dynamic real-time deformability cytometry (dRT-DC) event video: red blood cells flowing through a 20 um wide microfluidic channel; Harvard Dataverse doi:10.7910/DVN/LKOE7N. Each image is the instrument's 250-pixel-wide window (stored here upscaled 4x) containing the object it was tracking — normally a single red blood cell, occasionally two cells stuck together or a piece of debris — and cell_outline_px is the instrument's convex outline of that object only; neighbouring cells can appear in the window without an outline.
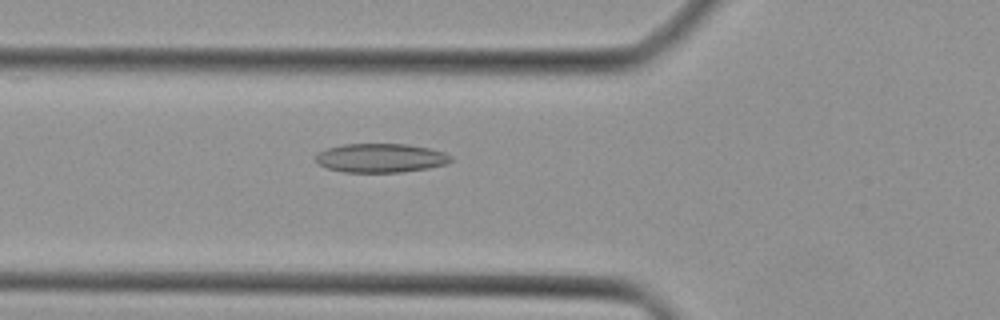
{"species": "Egyptian fruit bat (a non-hibernating species)", "species_latin": "Rousettus aegyptiacus", "temperature_condition": "cold", "stored_images_in_passage": 40, "camera_frame_rate_fps": 3000, "um_per_image_px": 0.085, "animal": {"sex": "female"}, "frame": {"image": 1, "passage_image": 15, "time_ms": 4.667, "image_size_px": [1000, 320], "cell_outline_px": [[452, 160], [448, 164], [428, 168], [400, 172], [344, 172], [328, 168], [320, 164], [316, 160], [316, 156], [320, 152], [328, 148], [344, 144], [408, 144], [428, 148], [444, 152], [452, 156]], "centroid_in_image_um": [32.41, 13.43], "position_along_channel_um": 93.4, "area_um2": 22.66}}
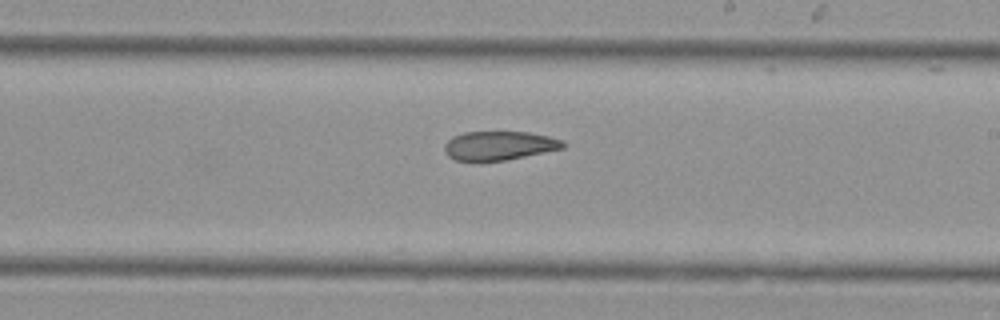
{"frame": {"image": 2, "passage_image": 25, "time_ms": 8.0, "image_size_px": [1000, 320], "cell_outline_px": [[568, 144], [564, 148], [504, 160], [476, 164], [456, 160], [448, 156], [444, 152], [444, 144], [452, 136], [464, 132], [528, 132], [548, 136], [564, 140]], "centroid_in_image_um": [42.38, 12.41], "position_along_channel_um": 246.6, "area_um2": 20.58}}
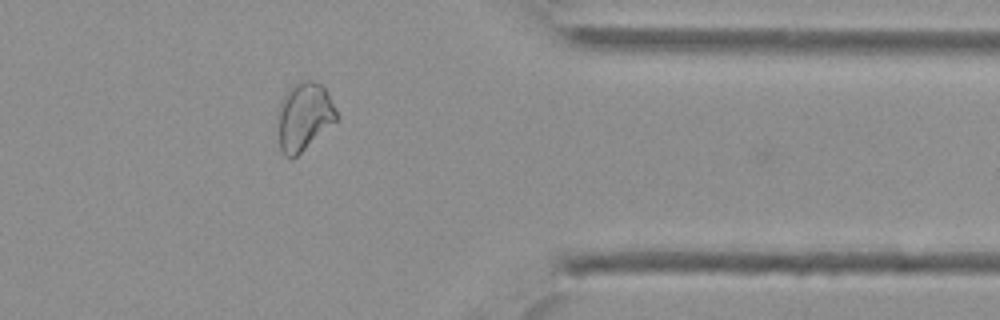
{"frame": {"image": 3, "passage_image": 35, "time_ms": 11.333, "image_size_px": [1000, 320], "cell_outline_px": [[340, 116], [336, 120], [292, 160], [284, 156], [280, 148], [276, 116], [276, 112], [284, 92], [292, 84], [300, 80], [312, 80], [320, 84], [324, 88], [336, 108]], "centroid_in_image_um": [25.79, 9.88], "position_along_channel_um": 385.6, "area_um2": 23.64}}